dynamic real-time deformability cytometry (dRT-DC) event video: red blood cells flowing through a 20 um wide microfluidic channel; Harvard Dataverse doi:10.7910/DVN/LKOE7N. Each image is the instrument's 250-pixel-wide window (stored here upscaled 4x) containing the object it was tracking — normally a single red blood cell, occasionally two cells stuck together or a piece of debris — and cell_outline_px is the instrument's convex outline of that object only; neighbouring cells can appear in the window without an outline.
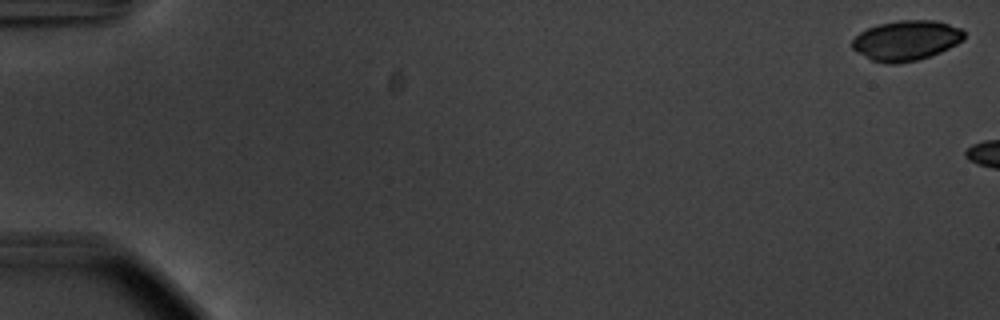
{"species": "common noctule bat (a hibernating species)", "species_latin": "Nyctalus noctula", "temperature_condition": "warm", "stored_images_in_passage": 5, "camera_frame_rate_fps": 3000, "um_per_image_px": 0.085, "animal": {"sex": "male", "body_mass_g": 20.1, "forearm_length_mm": 53.5}, "frame": {"image": 1, "passage_image": 1, "time_ms": 0.0, "image_size_px": [1000, 320], "cell_outline_px": [[964, 40], [940, 52], [916, 60], [896, 64], [888, 64], [872, 60], [856, 52], [852, 48], [852, 40], [860, 32], [868, 28], [880, 24], [900, 20], [936, 20], [960, 28], [964, 32]], "centroid_in_image_um": [77.02, 3.44], "position_along_channel_um": 8.0, "area_um2": 25.95}}